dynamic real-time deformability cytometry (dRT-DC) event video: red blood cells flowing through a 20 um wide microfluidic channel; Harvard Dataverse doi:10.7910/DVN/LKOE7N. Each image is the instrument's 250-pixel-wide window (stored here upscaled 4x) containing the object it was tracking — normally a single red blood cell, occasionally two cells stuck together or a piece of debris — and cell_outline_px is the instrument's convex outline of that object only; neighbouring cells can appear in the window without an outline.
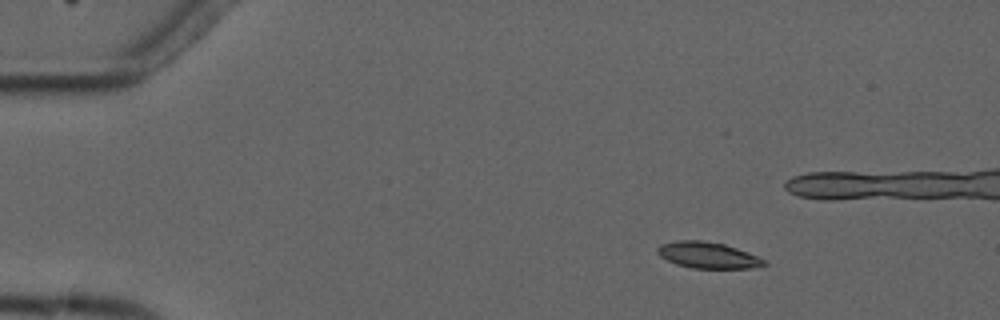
{"species": "common noctule bat (a hibernating species)", "species_latin": "Nyctalus noctula", "temperature_condition": "cold", "stored_images_in_passage": 6, "camera_frame_rate_fps": 3000, "um_per_image_px": 0.085, "animal": {"sex": "male", "forearm_length_mm": 52.5}, "frame": {"image": 1, "passage_image": 3, "time_ms": 2.333, "image_size_px": [1000, 320], "cell_outline_px": [[768, 264], [760, 268], [692, 268], [676, 264], [660, 256], [656, 252], [656, 248], [660, 244], [676, 240], [700, 240], [724, 244], [748, 252], [764, 260]], "centroid_in_image_um": [60.16, 21.69], "position_along_channel_um": 24.8, "area_um2": 16.36}}